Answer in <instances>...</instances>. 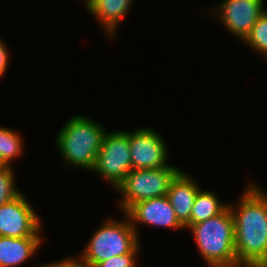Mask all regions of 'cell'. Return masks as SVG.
Here are the masks:
<instances>
[{
  "label": "cell",
  "mask_w": 267,
  "mask_h": 267,
  "mask_svg": "<svg viewBox=\"0 0 267 267\" xmlns=\"http://www.w3.org/2000/svg\"><path fill=\"white\" fill-rule=\"evenodd\" d=\"M229 207L234 218L236 267H267V193L248 183L237 206Z\"/></svg>",
  "instance_id": "1"
},
{
  "label": "cell",
  "mask_w": 267,
  "mask_h": 267,
  "mask_svg": "<svg viewBox=\"0 0 267 267\" xmlns=\"http://www.w3.org/2000/svg\"><path fill=\"white\" fill-rule=\"evenodd\" d=\"M105 132L103 125L85 115L68 119L55 139L65 165L92 172Z\"/></svg>",
  "instance_id": "2"
},
{
  "label": "cell",
  "mask_w": 267,
  "mask_h": 267,
  "mask_svg": "<svg viewBox=\"0 0 267 267\" xmlns=\"http://www.w3.org/2000/svg\"><path fill=\"white\" fill-rule=\"evenodd\" d=\"M208 267H236L234 218L229 205L218 215L188 225Z\"/></svg>",
  "instance_id": "3"
},
{
  "label": "cell",
  "mask_w": 267,
  "mask_h": 267,
  "mask_svg": "<svg viewBox=\"0 0 267 267\" xmlns=\"http://www.w3.org/2000/svg\"><path fill=\"white\" fill-rule=\"evenodd\" d=\"M124 219H108L92 234L79 256L95 267L114 256L130 253L139 243V236L126 213Z\"/></svg>",
  "instance_id": "4"
},
{
  "label": "cell",
  "mask_w": 267,
  "mask_h": 267,
  "mask_svg": "<svg viewBox=\"0 0 267 267\" xmlns=\"http://www.w3.org/2000/svg\"><path fill=\"white\" fill-rule=\"evenodd\" d=\"M181 171L173 165L157 169H132L116 188L122 196L118 208L125 213L136 202L166 196L171 182Z\"/></svg>",
  "instance_id": "5"
},
{
  "label": "cell",
  "mask_w": 267,
  "mask_h": 267,
  "mask_svg": "<svg viewBox=\"0 0 267 267\" xmlns=\"http://www.w3.org/2000/svg\"><path fill=\"white\" fill-rule=\"evenodd\" d=\"M131 170L129 132L106 131L92 171L116 189Z\"/></svg>",
  "instance_id": "6"
},
{
  "label": "cell",
  "mask_w": 267,
  "mask_h": 267,
  "mask_svg": "<svg viewBox=\"0 0 267 267\" xmlns=\"http://www.w3.org/2000/svg\"><path fill=\"white\" fill-rule=\"evenodd\" d=\"M40 222L39 215L23 193L0 206V236L42 237Z\"/></svg>",
  "instance_id": "7"
},
{
  "label": "cell",
  "mask_w": 267,
  "mask_h": 267,
  "mask_svg": "<svg viewBox=\"0 0 267 267\" xmlns=\"http://www.w3.org/2000/svg\"><path fill=\"white\" fill-rule=\"evenodd\" d=\"M132 169H157L172 166L168 161V147L163 137L151 127L129 131Z\"/></svg>",
  "instance_id": "8"
},
{
  "label": "cell",
  "mask_w": 267,
  "mask_h": 267,
  "mask_svg": "<svg viewBox=\"0 0 267 267\" xmlns=\"http://www.w3.org/2000/svg\"><path fill=\"white\" fill-rule=\"evenodd\" d=\"M264 3V0H223L215 12L227 31L243 41L266 10Z\"/></svg>",
  "instance_id": "9"
},
{
  "label": "cell",
  "mask_w": 267,
  "mask_h": 267,
  "mask_svg": "<svg viewBox=\"0 0 267 267\" xmlns=\"http://www.w3.org/2000/svg\"><path fill=\"white\" fill-rule=\"evenodd\" d=\"M125 213L137 235L140 224L176 230L185 228L176 218L167 195L136 202Z\"/></svg>",
  "instance_id": "10"
},
{
  "label": "cell",
  "mask_w": 267,
  "mask_h": 267,
  "mask_svg": "<svg viewBox=\"0 0 267 267\" xmlns=\"http://www.w3.org/2000/svg\"><path fill=\"white\" fill-rule=\"evenodd\" d=\"M183 170L171 182L167 197L174 209L176 218L185 227L190 225V214L195 197L201 189L192 176Z\"/></svg>",
  "instance_id": "11"
},
{
  "label": "cell",
  "mask_w": 267,
  "mask_h": 267,
  "mask_svg": "<svg viewBox=\"0 0 267 267\" xmlns=\"http://www.w3.org/2000/svg\"><path fill=\"white\" fill-rule=\"evenodd\" d=\"M133 0H83L86 9L102 25L106 36L115 37L118 25L129 13Z\"/></svg>",
  "instance_id": "12"
},
{
  "label": "cell",
  "mask_w": 267,
  "mask_h": 267,
  "mask_svg": "<svg viewBox=\"0 0 267 267\" xmlns=\"http://www.w3.org/2000/svg\"><path fill=\"white\" fill-rule=\"evenodd\" d=\"M42 244V237L0 236V267H16L25 263Z\"/></svg>",
  "instance_id": "13"
},
{
  "label": "cell",
  "mask_w": 267,
  "mask_h": 267,
  "mask_svg": "<svg viewBox=\"0 0 267 267\" xmlns=\"http://www.w3.org/2000/svg\"><path fill=\"white\" fill-rule=\"evenodd\" d=\"M215 191H198L190 214V225L205 221L220 214L228 204L222 203Z\"/></svg>",
  "instance_id": "14"
},
{
  "label": "cell",
  "mask_w": 267,
  "mask_h": 267,
  "mask_svg": "<svg viewBox=\"0 0 267 267\" xmlns=\"http://www.w3.org/2000/svg\"><path fill=\"white\" fill-rule=\"evenodd\" d=\"M23 141L20 132L0 126V162L4 166L12 167V161L22 155Z\"/></svg>",
  "instance_id": "15"
},
{
  "label": "cell",
  "mask_w": 267,
  "mask_h": 267,
  "mask_svg": "<svg viewBox=\"0 0 267 267\" xmlns=\"http://www.w3.org/2000/svg\"><path fill=\"white\" fill-rule=\"evenodd\" d=\"M267 60V9L259 16L250 33L242 41Z\"/></svg>",
  "instance_id": "16"
},
{
  "label": "cell",
  "mask_w": 267,
  "mask_h": 267,
  "mask_svg": "<svg viewBox=\"0 0 267 267\" xmlns=\"http://www.w3.org/2000/svg\"><path fill=\"white\" fill-rule=\"evenodd\" d=\"M14 166H4L0 169V206L10 202L22 192L15 185Z\"/></svg>",
  "instance_id": "17"
},
{
  "label": "cell",
  "mask_w": 267,
  "mask_h": 267,
  "mask_svg": "<svg viewBox=\"0 0 267 267\" xmlns=\"http://www.w3.org/2000/svg\"><path fill=\"white\" fill-rule=\"evenodd\" d=\"M140 250V243L130 252L121 256H114L98 263L95 267H136ZM137 264V265H136Z\"/></svg>",
  "instance_id": "18"
},
{
  "label": "cell",
  "mask_w": 267,
  "mask_h": 267,
  "mask_svg": "<svg viewBox=\"0 0 267 267\" xmlns=\"http://www.w3.org/2000/svg\"><path fill=\"white\" fill-rule=\"evenodd\" d=\"M35 267H93L91 264L83 260L79 255L77 258L74 256L66 257L63 260L51 262V263H44V265H35Z\"/></svg>",
  "instance_id": "19"
},
{
  "label": "cell",
  "mask_w": 267,
  "mask_h": 267,
  "mask_svg": "<svg viewBox=\"0 0 267 267\" xmlns=\"http://www.w3.org/2000/svg\"><path fill=\"white\" fill-rule=\"evenodd\" d=\"M7 46L5 45V43L3 42V40H1L0 38V77L2 78V76L4 75V73H6V69H8V64H9V53L7 50Z\"/></svg>",
  "instance_id": "20"
},
{
  "label": "cell",
  "mask_w": 267,
  "mask_h": 267,
  "mask_svg": "<svg viewBox=\"0 0 267 267\" xmlns=\"http://www.w3.org/2000/svg\"><path fill=\"white\" fill-rule=\"evenodd\" d=\"M4 167V165L0 162V169H2Z\"/></svg>",
  "instance_id": "21"
}]
</instances>
